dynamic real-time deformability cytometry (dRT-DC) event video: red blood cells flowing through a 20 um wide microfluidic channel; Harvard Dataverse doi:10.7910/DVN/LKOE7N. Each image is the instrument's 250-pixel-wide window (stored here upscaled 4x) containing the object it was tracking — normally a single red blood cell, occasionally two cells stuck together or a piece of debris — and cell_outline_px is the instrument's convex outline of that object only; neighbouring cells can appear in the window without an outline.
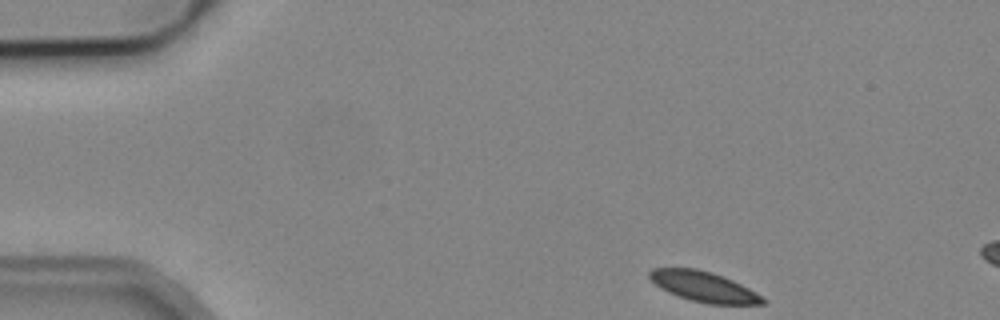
{"species": "common noctule bat (a hibernating species)", "species_latin": "Nyctalus noctula", "temperature_condition": "cold", "stored_images_in_passage": 3, "camera_frame_rate_fps": 3000, "um_per_image_px": 0.085, "animal": {"sex": "male", "body_mass_g": 19.2, "forearm_length_mm": 51.8}, "frame": {"image": 1, "passage_image": 1, "time_ms": 0.0, "image_size_px": [1000, 320], "cell_outline_px": [[768, 300], [764, 304], [708, 304], [676, 296], [660, 288], [648, 276], [648, 272], [652, 268], [696, 268], [712, 272], [732, 280], [748, 288]], "centroid_in_image_um": [59.8, 24.36], "position_along_channel_um": 25.2, "area_um2": 19.88}}